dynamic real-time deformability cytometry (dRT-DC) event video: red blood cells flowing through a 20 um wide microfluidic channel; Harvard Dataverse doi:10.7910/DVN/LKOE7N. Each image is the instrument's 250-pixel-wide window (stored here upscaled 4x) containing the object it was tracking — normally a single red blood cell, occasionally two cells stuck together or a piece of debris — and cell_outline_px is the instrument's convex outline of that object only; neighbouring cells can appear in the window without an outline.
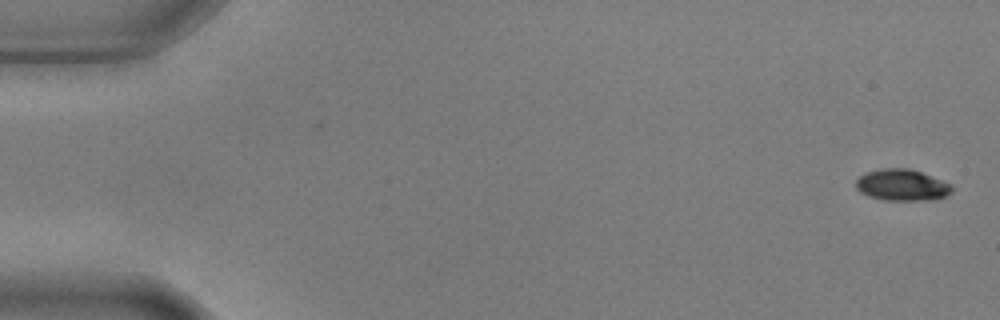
{"species": "common noctule bat (a hibernating species)", "species_latin": "Nyctalus noctula", "temperature_condition": "warm", "stored_images_in_passage": 6, "segment_of_instrument_passage": [1, 2], "camera_frame_rate_fps": 3000, "um_per_image_px": 0.085, "animal": {"sex": "male", "body_mass_g": 17.9, "forearm_length_mm": 54.2}, "frame": {"image": 1, "passage_image": 1, "time_ms": 0.0, "image_size_px": [1000, 320], "cell_outline_px": [[952, 192], [948, 196], [936, 200], [884, 200], [868, 196], [860, 192], [856, 188], [856, 180], [860, 176], [868, 172], [880, 168], [908, 168], [920, 172], [952, 184]], "centroid_in_image_um": [76.69, 15.74], "position_along_channel_um": 8.3, "area_um2": 17.69}}